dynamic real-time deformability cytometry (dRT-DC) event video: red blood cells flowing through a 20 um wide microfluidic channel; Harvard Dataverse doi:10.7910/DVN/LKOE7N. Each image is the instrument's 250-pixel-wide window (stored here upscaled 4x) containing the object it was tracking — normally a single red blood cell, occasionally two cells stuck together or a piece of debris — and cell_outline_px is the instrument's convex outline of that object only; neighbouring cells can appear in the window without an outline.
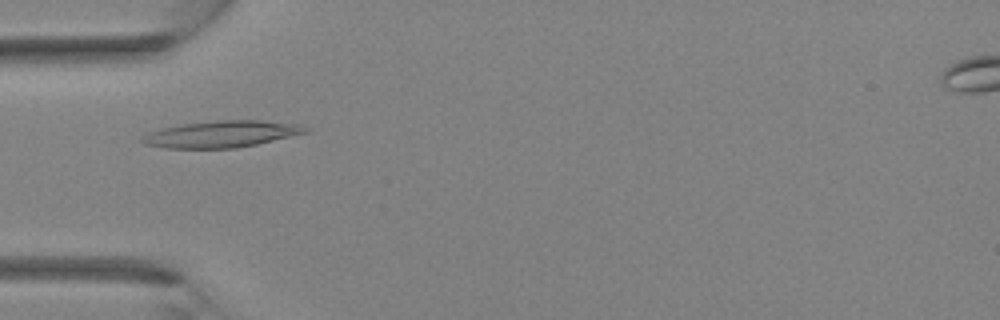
{"species": "Egyptian fruit bat (a non-hibernating species)", "species_latin": "Rousettus aegyptiacus", "temperature_condition": "room temperature", "stored_images_in_passage": 35, "camera_frame_rate_fps": 3000, "um_per_image_px": 0.085, "animal": {"sex": "female"}, "frame": {"image": 1, "passage_image": 11, "time_ms": 3.333, "image_size_px": [1000, 320], "cell_outline_px": [[308, 132], [256, 144], [236, 148], [168, 148], [144, 144], [140, 140], [140, 136], [148, 132], [164, 128], [184, 124], [216, 120], [260, 120], [304, 124], [308, 128]], "centroid_in_image_um": [18.84, 11.39], "position_along_channel_um": 66.2, "area_um2": 25.32}}
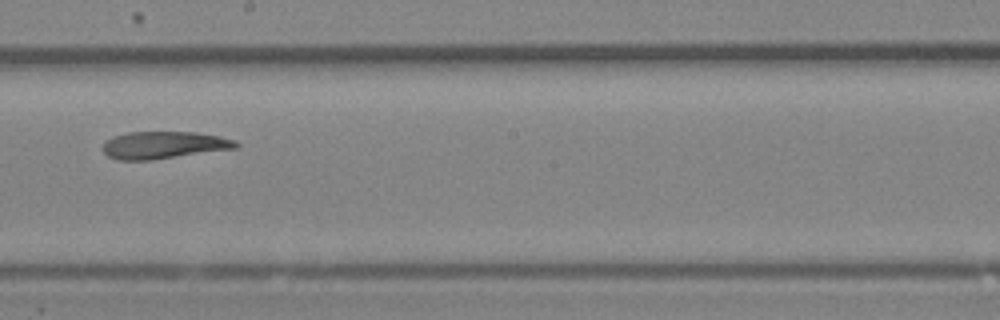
{"frame": {"image": 2, "passage_image": 20, "time_ms": 6.333, "image_size_px": [1000, 320], "cell_outline_px": [[240, 144], [236, 148], [152, 160], [116, 160], [108, 156], [104, 152], [104, 140], [112, 136], [128, 132], [196, 132], [220, 136], [236, 140]], "centroid_in_image_um": [13.91, 12.32], "position_along_channel_um": 234.3, "area_um2": 21.27}}
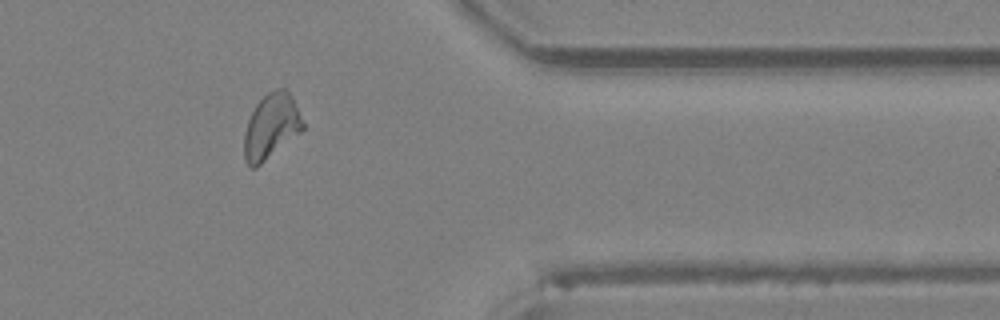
{"frame": {"image": 3, "passage_image": 29, "time_ms": 9.333, "image_size_px": [1000, 320], "cell_outline_px": [[304, 128], [300, 132], [256, 168], [252, 168], [244, 160], [244, 132], [248, 120], [256, 104], [268, 92], [276, 88], [284, 88], [288, 92], [304, 124]], "centroid_in_image_um": [23.01, 10.76], "position_along_channel_um": 388.4, "area_um2": 21.79}}